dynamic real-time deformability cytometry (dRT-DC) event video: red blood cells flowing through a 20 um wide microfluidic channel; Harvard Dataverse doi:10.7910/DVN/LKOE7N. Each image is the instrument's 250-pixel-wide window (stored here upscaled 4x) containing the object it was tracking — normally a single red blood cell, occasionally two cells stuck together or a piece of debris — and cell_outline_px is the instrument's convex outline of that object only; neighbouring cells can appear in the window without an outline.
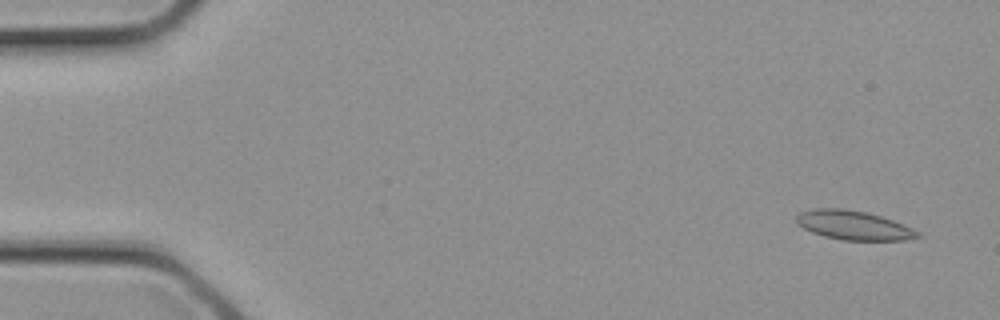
{"species": "common noctule bat (a hibernating species)", "species_latin": "Nyctalus noctula", "temperature_condition": "cold", "stored_images_in_passage": 3, "camera_frame_rate_fps": 3000, "um_per_image_px": 0.085, "animal": {"sex": "female", "body_mass_g": 21.9}, "frame": {"image": 1, "passage_image": 1, "time_ms": 0.0, "image_size_px": [1000, 320], "cell_outline_px": [[924, 236], [904, 240], [844, 240], [824, 236], [812, 232], [796, 224], [796, 216], [800, 212], [816, 208], [840, 208], [864, 212], [880, 216], [892, 220], [912, 228], [920, 232]], "centroid_in_image_um": [72.56, 19.15], "position_along_channel_um": 12.4, "area_um2": 20.46}}